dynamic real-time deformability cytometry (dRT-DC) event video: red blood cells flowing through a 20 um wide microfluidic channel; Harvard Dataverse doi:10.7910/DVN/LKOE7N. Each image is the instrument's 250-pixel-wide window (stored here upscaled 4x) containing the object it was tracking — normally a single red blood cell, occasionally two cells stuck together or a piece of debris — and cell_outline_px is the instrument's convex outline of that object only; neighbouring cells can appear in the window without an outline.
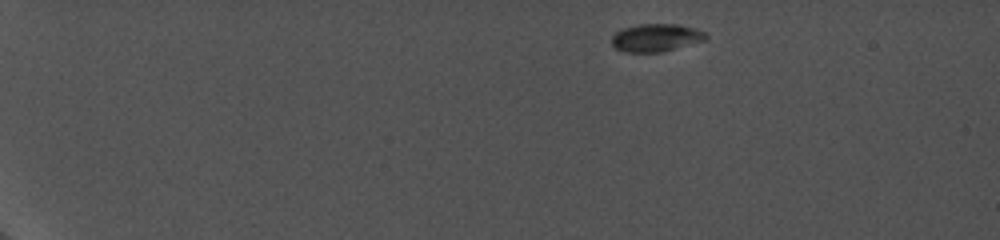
{"species": "common noctule bat (a hibernating species)", "species_latin": "Nyctalus noctula", "temperature_condition": "cold", "stored_images_in_passage": 8, "camera_frame_rate_fps": 5000, "um_per_image_px": 0.085, "animal": {"sex": "female", "body_mass_g": 19.0, "forearm_length_mm": 56.7}, "frame": {"image": 1, "passage_image": 1, "time_ms": 0.0, "image_size_px": [1000, 240], "cell_outline_px": [[708, 36], [704, 40], [664, 52], [624, 52], [616, 48], [612, 44], [612, 36], [616, 32], [624, 28], [636, 24], [676, 24], [696, 28], [704, 32]], "centroid_in_image_um": [55.75, 3.2], "position_along_channel_um": 29.2, "area_um2": 15.26}}
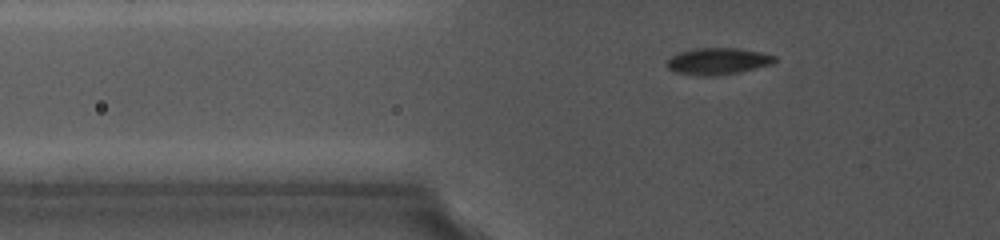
{"frame": {"image": 2, "passage_image": 6, "time_ms": 4.0, "image_size_px": [1000, 240], "cell_outline_px": [[776, 60], [772, 64], [740, 72], [716, 76], [700, 76], [676, 72], [668, 68], [668, 60], [672, 56], [680, 52], [692, 48], [740, 48], [760, 52], [776, 56]], "centroid_in_image_um": [61.04, 5.2], "position_along_channel_um": 64.8, "area_um2": 16.76}}